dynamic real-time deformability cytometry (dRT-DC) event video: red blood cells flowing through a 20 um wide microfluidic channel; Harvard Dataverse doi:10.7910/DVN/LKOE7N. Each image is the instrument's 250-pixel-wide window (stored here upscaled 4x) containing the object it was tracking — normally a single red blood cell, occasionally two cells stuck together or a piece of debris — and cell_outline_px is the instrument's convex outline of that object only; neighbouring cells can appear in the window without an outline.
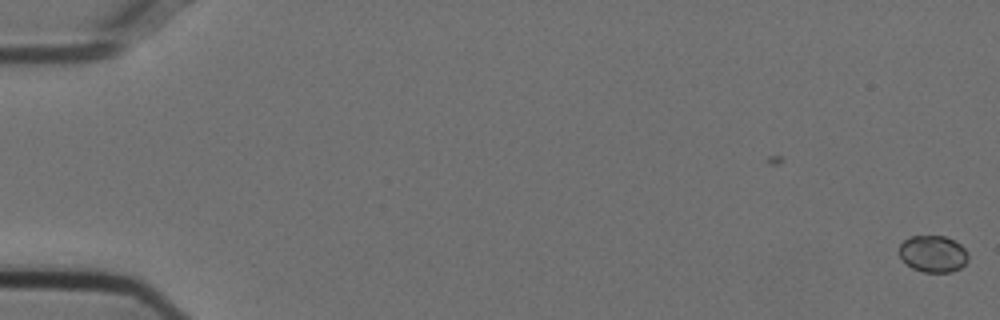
{"species": "Egyptian fruit bat (a non-hibernating species)", "species_latin": "Rousettus aegyptiacus", "temperature_condition": "cold", "stored_images_in_passage": 8, "camera_frame_rate_fps": 3000, "um_per_image_px": 0.085, "animal": {"sex": "female"}, "frame": {"image": 1, "passage_image": 8, "time_ms": 2.333, "image_size_px": [1000, 320], "cell_outline_px": [[968, 260], [960, 268], [952, 272], [924, 272], [912, 268], [900, 260], [900, 244], [904, 240], [912, 236], [944, 236], [960, 244], [968, 252]], "centroid_in_image_um": [79.3, 21.59], "position_along_channel_um": 5.7, "area_um2": 14.8}}